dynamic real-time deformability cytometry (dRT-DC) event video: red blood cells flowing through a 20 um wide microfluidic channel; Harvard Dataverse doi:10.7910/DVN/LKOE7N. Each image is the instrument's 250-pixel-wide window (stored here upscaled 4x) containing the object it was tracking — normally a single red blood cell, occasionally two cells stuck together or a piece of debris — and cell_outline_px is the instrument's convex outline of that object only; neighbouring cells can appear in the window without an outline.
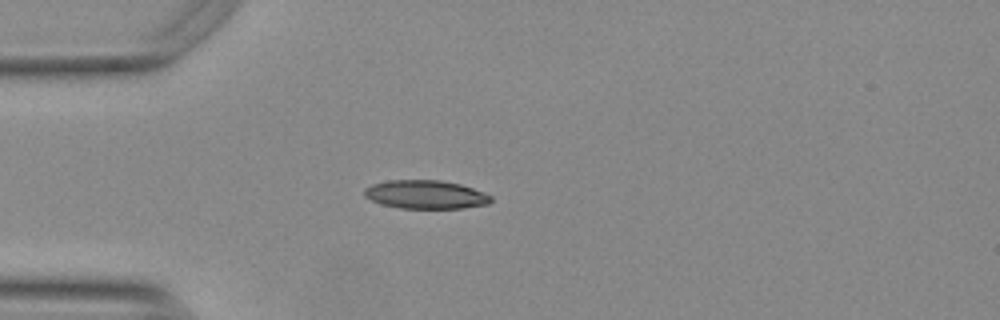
{"species": "Egyptian fruit bat (a non-hibernating species)", "species_latin": "Rousettus aegyptiacus", "temperature_condition": "warm", "stored_images_in_passage": 40, "camera_frame_rate_fps": 3000, "um_per_image_px": 0.085, "animal": {"sex": "female"}, "frame": {"image": 1, "passage_image": 1, "time_ms": 0.0, "image_size_px": [1000, 320], "cell_outline_px": [[492, 200], [488, 204], [464, 208], [400, 208], [380, 204], [364, 196], [364, 188], [372, 184], [388, 180], [440, 180], [460, 184], [484, 192], [492, 196]], "centroid_in_image_um": [36.17, 16.53], "position_along_channel_um": 48.8, "area_um2": 21.1}}
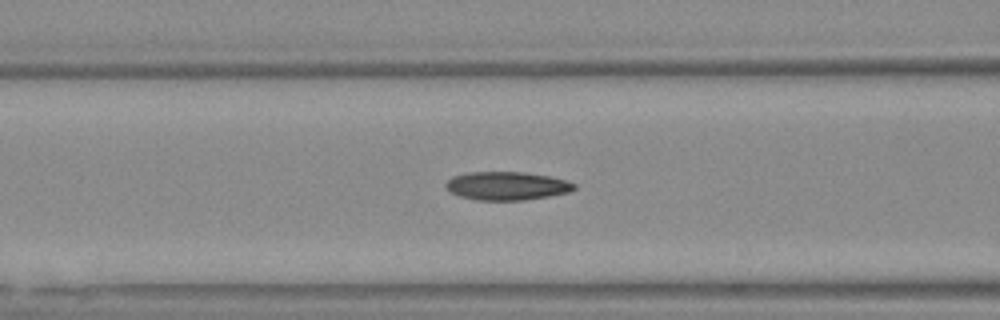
{"frame": {"image": 2, "passage_image": 8, "time_ms": 2.333, "image_size_px": [1000, 320], "cell_outline_px": [[576, 188], [568, 192], [548, 196], [524, 200], [476, 200], [460, 196], [452, 192], [444, 184], [452, 176], [468, 172], [524, 172], [548, 176], [564, 180], [576, 184]], "centroid_in_image_um": [43.06, 15.79], "position_along_channel_um": 123.5, "area_um2": 21.04}}
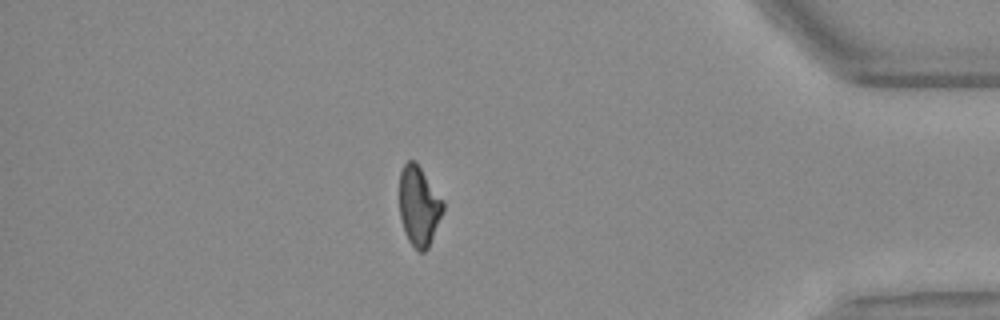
{"frame": {"image": 3, "passage_image": 33, "time_ms": 10.667, "image_size_px": [1000, 320], "cell_outline_px": [[444, 208], [428, 248], [424, 252], [420, 252], [408, 240], [404, 232], [400, 216], [400, 172], [404, 164], [408, 160], [416, 160], [444, 200]], "centroid_in_image_um": [35.61, 17.47], "position_along_channel_um": 399.6, "area_um2": 20.29}, "authors_computed_cell_mechanics": {"area_um2": 21.1259, "velocity_mm_per_s": 3.773, "shape_relaxation_time_tau1_ms": 8.4545, "shape_relaxation_time_tau2_ms": 5.7282, "deformation_change_tau1": 0.2001, "deformation_change_tau2": 0.1354}}